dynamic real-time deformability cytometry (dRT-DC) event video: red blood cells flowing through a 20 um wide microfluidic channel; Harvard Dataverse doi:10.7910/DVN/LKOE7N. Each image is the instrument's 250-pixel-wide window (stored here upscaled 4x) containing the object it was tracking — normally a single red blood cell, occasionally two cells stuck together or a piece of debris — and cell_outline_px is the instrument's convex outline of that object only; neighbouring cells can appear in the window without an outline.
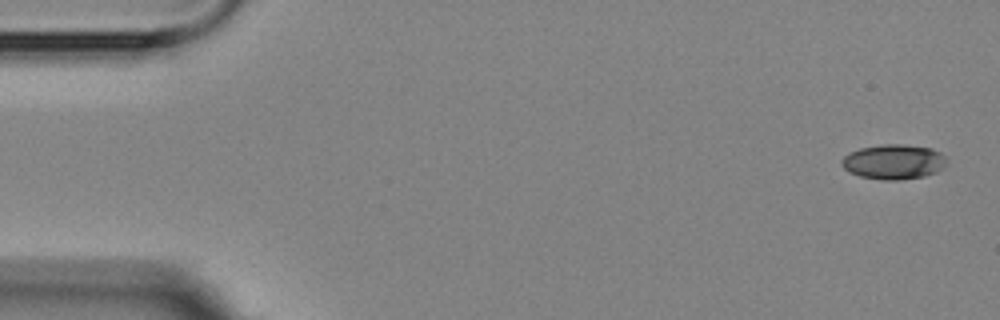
{"species": "Egyptian fruit bat (a non-hibernating species)", "species_latin": "Rousettus aegyptiacus", "temperature_condition": "room temperature", "stored_images_in_passage": 5, "camera_frame_rate_fps": 3000, "um_per_image_px": 0.085, "animal": {"sex": "female"}, "frame": {"image": 1, "passage_image": 1, "time_ms": 0.0, "image_size_px": [1000, 320], "cell_outline_px": [[944, 168], [936, 172], [924, 176], [900, 180], [884, 180], [860, 176], [848, 172], [840, 164], [840, 160], [848, 152], [860, 148], [884, 144], [900, 144], [932, 148], [940, 152], [944, 156]], "centroid_in_image_um": [75.92, 13.75], "position_along_channel_um": 9.1, "area_um2": 21.39}}
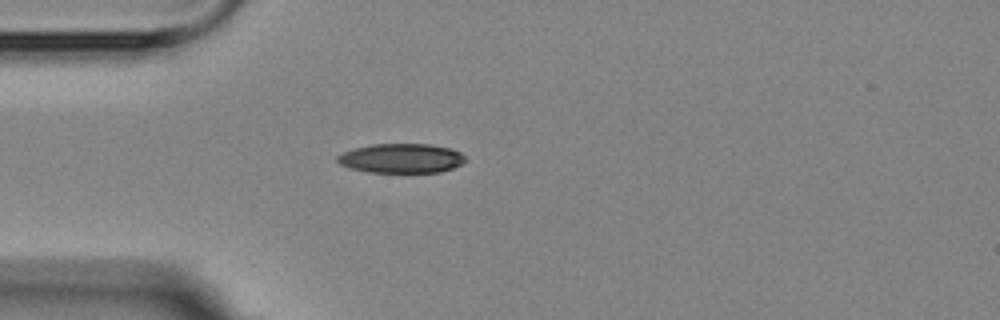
{"frame": {"image": 2, "passage_image": 4, "time_ms": 4.333, "image_size_px": [1000, 320], "cell_outline_px": [[468, 160], [452, 168], [440, 172], [368, 172], [352, 168], [340, 164], [336, 160], [336, 156], [352, 148], [372, 144], [432, 144], [452, 148], [460, 152]], "centroid_in_image_um": [34.12, 13.44], "position_along_channel_um": 50.9, "area_um2": 22.02}}